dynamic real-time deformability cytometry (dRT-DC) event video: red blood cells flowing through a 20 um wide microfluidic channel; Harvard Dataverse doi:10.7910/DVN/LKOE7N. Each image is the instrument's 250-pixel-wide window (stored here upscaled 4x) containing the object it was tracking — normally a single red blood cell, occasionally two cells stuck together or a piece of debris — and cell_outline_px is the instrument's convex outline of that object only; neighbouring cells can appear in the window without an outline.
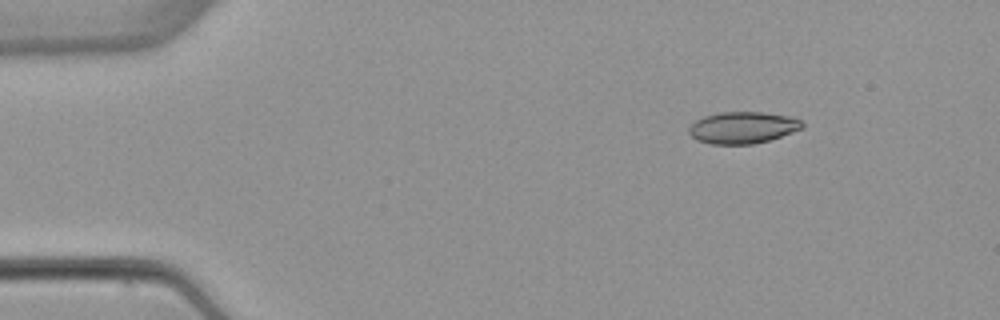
{"species": "common noctule bat (a hibernating species)", "species_latin": "Nyctalus noctula", "temperature_condition": "warm", "stored_images_in_passage": 4, "camera_frame_rate_fps": 3000, "um_per_image_px": 0.085, "animal": {"sex": "female", "body_mass_g": 22.7, "forearm_length_mm": 54.2}, "frame": {"image": 1, "passage_image": 2, "time_ms": 1.333, "image_size_px": [1000, 320], "cell_outline_px": [[804, 128], [768, 140], [752, 144], [712, 144], [696, 140], [688, 132], [688, 128], [696, 120], [704, 116], [720, 112], [764, 112], [788, 116], [804, 120]], "centroid_in_image_um": [63.14, 10.84], "position_along_channel_um": 21.9, "area_um2": 20.98}}